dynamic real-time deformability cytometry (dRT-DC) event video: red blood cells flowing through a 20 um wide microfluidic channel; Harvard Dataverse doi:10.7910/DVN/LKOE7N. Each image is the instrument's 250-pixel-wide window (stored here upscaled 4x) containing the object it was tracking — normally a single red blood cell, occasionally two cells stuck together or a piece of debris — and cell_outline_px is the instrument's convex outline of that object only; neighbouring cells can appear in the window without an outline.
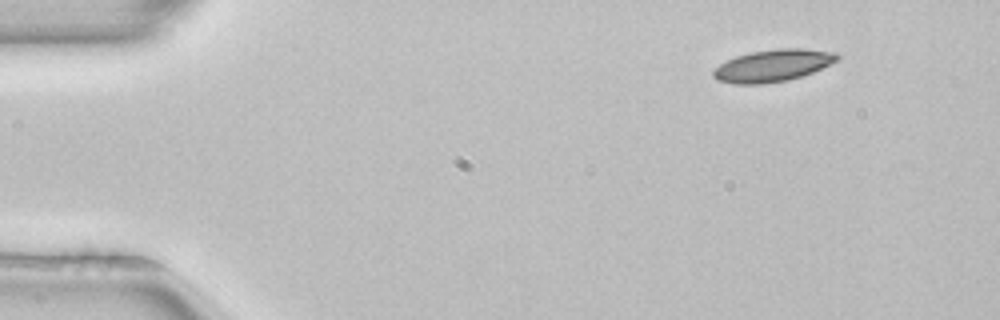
{"species": "common noctule bat (a hibernating species)", "species_latin": "Nyctalus noctula", "temperature_condition": "room temperature", "stored_images_in_passage": 47, "camera_frame_rate_fps": 3000, "um_per_image_px": 0.085, "animal": {"sex": "female", "body_mass_g": 22.7, "forearm_length_mm": 54.2}, "frame": {"image": 1, "passage_image": 1, "time_ms": 0.0, "image_size_px": [1000, 320], "cell_outline_px": [[840, 56], [836, 60], [812, 72], [788, 80], [764, 84], [732, 84], [716, 80], [712, 76], [712, 72], [720, 64], [736, 56], [752, 52], [780, 48], [804, 48], [836, 52]], "centroid_in_image_um": [65.66, 5.58], "position_along_channel_um": 19.3, "area_um2": 23.0}}
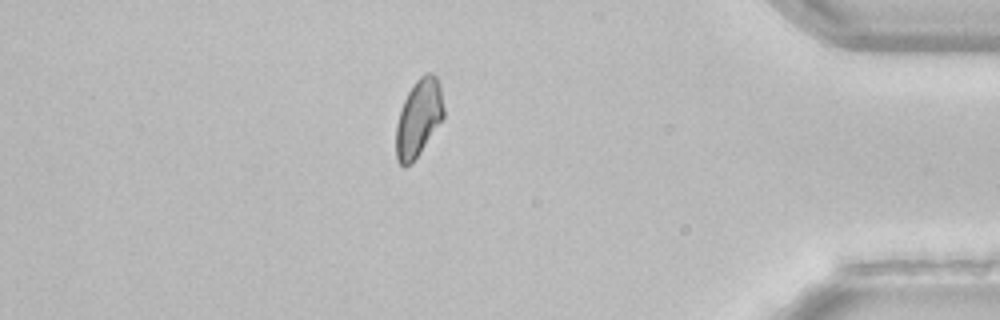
{"frame": {"image": 2, "passage_image": 40, "time_ms": 13.0, "image_size_px": [1000, 320], "cell_outline_px": [[444, 116], [412, 164], [404, 168], [396, 160], [396, 124], [400, 108], [412, 84], [424, 72], [432, 72], [436, 76], [440, 84], [444, 108]], "centroid_in_image_um": [35.56, 10.01], "position_along_channel_um": 399.6, "area_um2": 21.62}}
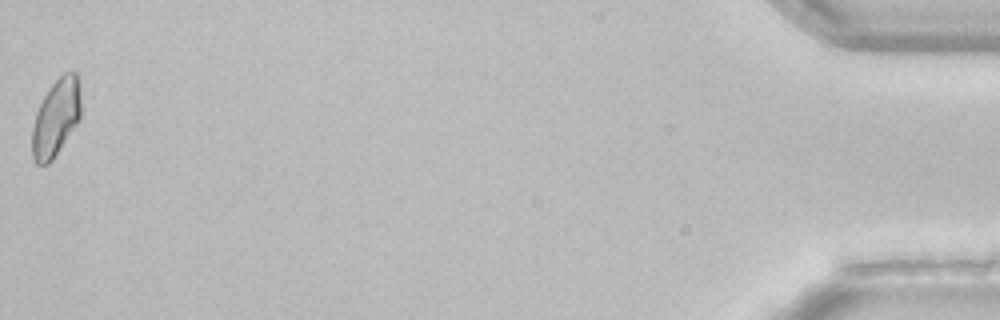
{"frame": {"image": 3, "passage_image": 47, "time_ms": 15.333, "image_size_px": [1000, 320], "cell_outline_px": [[80, 120], [52, 160], [48, 164], [36, 164], [32, 156], [32, 128], [36, 112], [48, 88], [64, 72], [76, 72], [80, 76]], "centroid_in_image_um": [4.77, 9.98], "position_along_channel_um": 430.4, "area_um2": 22.08}}